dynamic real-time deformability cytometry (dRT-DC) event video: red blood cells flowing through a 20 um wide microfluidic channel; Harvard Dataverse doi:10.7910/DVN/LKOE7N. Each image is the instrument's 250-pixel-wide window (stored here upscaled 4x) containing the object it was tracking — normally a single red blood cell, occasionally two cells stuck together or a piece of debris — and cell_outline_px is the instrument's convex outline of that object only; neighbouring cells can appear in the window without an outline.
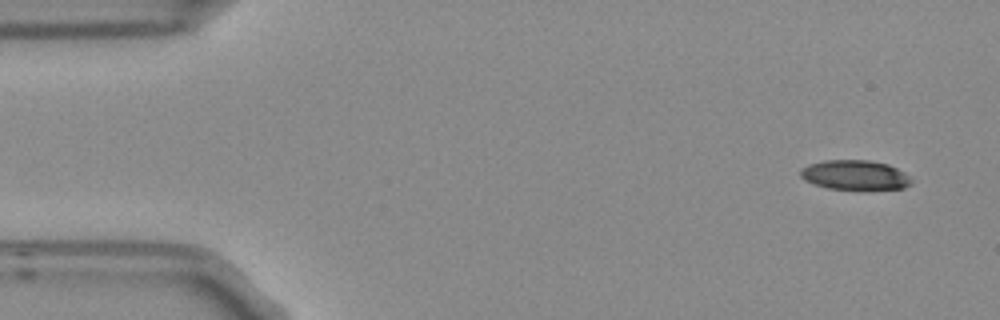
{"species": "Egyptian fruit bat (a non-hibernating species)", "species_latin": "Rousettus aegyptiacus", "temperature_condition": "room temperature", "stored_images_in_passage": 4, "camera_frame_rate_fps": 3000, "um_per_image_px": 0.085, "frame": {"image": 1, "passage_image": 1, "time_ms": 0.0, "image_size_px": [1000, 320], "cell_outline_px": [[912, 184], [904, 188], [828, 188], [804, 180], [800, 176], [800, 168], [808, 164], [824, 160], [868, 160], [888, 164], [904, 172], [912, 180]], "centroid_in_image_um": [72.64, 14.85], "position_along_channel_um": 12.4, "area_um2": 18.84}}
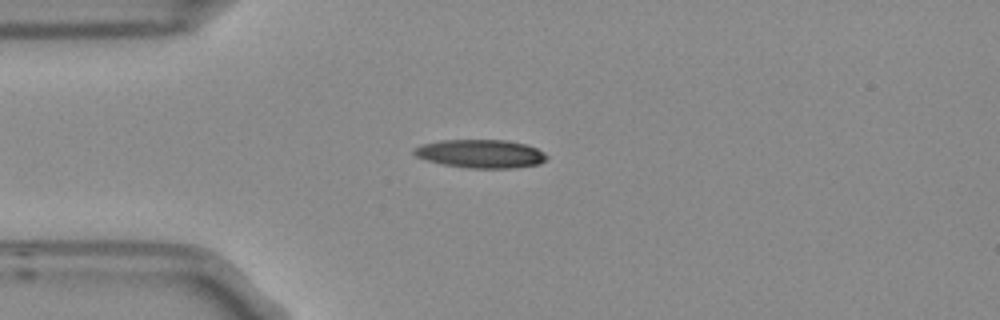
{"frame": {"image": 2, "passage_image": 4, "time_ms": 1.0, "image_size_px": [1000, 320], "cell_outline_px": [[548, 156], [540, 164], [516, 168], [468, 168], [444, 164], [428, 160], [416, 156], [412, 152], [412, 148], [420, 144], [440, 140], [508, 140], [528, 144], [544, 152]], "centroid_in_image_um": [40.86, 13.06], "position_along_channel_um": 44.1, "area_um2": 22.14}}